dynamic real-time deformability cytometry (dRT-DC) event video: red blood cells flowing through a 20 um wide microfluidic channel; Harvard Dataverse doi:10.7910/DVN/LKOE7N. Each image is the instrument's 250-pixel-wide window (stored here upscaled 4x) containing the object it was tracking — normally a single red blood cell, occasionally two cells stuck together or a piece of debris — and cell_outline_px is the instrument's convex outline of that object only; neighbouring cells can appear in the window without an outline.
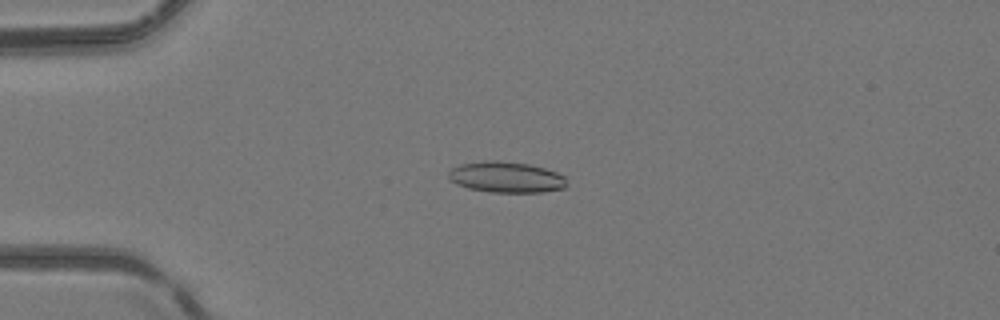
{"species": "common noctule bat (a hibernating species)", "species_latin": "Nyctalus noctula", "temperature_condition": "room temperature", "stored_images_in_passage": 42, "camera_frame_rate_fps": 3000, "um_per_image_px": 0.085, "animal": {"sex": "female", "body_mass_g": 24.6, "forearm_length_mm": 56.2}, "frame": {"image": 1, "passage_image": 5, "time_ms": 1.333, "image_size_px": [1000, 320], "cell_outline_px": [[568, 184], [564, 188], [540, 192], [488, 192], [468, 188], [456, 184], [448, 176], [448, 172], [452, 168], [460, 164], [484, 160], [500, 160], [528, 164], [544, 168], [556, 172], [564, 176]], "centroid_in_image_um": [43.01, 15.05], "position_along_channel_um": 42.0, "area_um2": 21.39}}
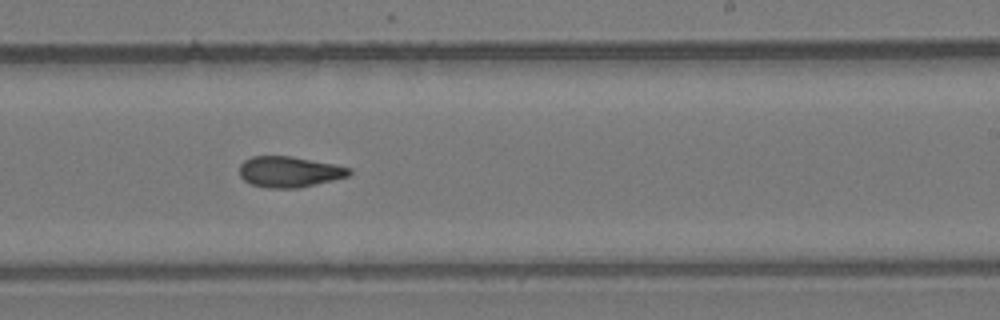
{"frame": {"image": 2, "passage_image": 23, "time_ms": 7.333, "image_size_px": [1000, 320], "cell_outline_px": [[352, 172], [348, 176], [300, 188], [268, 188], [252, 184], [244, 180], [240, 176], [240, 164], [244, 160], [252, 156], [292, 156], [352, 168]], "centroid_in_image_um": [24.58, 14.6], "position_along_channel_um": 264.4, "area_um2": 19.65}}
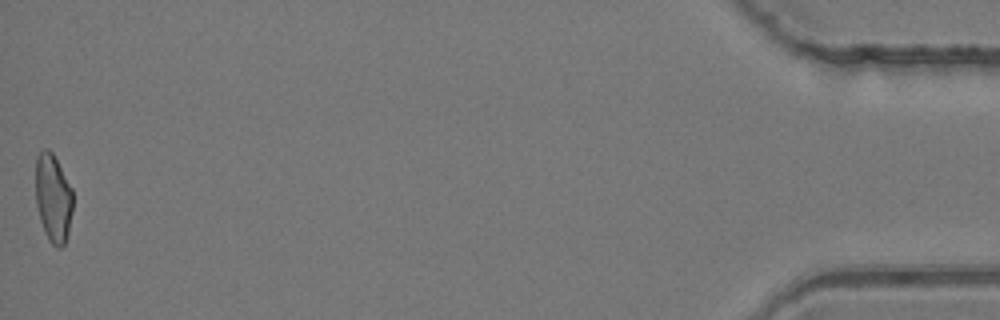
{"frame": {"image": 3, "passage_image": 42, "time_ms": 13.667, "image_size_px": [1000, 320], "cell_outline_px": [[72, 212], [68, 232], [64, 244], [60, 248], [56, 248], [48, 240], [44, 232], [40, 220], [36, 204], [36, 156], [44, 148], [48, 148], [52, 152], [72, 188]], "centroid_in_image_um": [4.51, 16.84], "position_along_channel_um": 430.7, "area_um2": 19.19}, "authors_computed_cell_mechanics": {"area_um2": 19.8832, "velocity_mm_per_s": 4.2138, "shape_relaxation_time_tau1_ms": null, "shape_relaxation_time_tau2_ms": 4.0492, "deformation_change_tau1": null, "deformation_change_tau2": 0.1204}}